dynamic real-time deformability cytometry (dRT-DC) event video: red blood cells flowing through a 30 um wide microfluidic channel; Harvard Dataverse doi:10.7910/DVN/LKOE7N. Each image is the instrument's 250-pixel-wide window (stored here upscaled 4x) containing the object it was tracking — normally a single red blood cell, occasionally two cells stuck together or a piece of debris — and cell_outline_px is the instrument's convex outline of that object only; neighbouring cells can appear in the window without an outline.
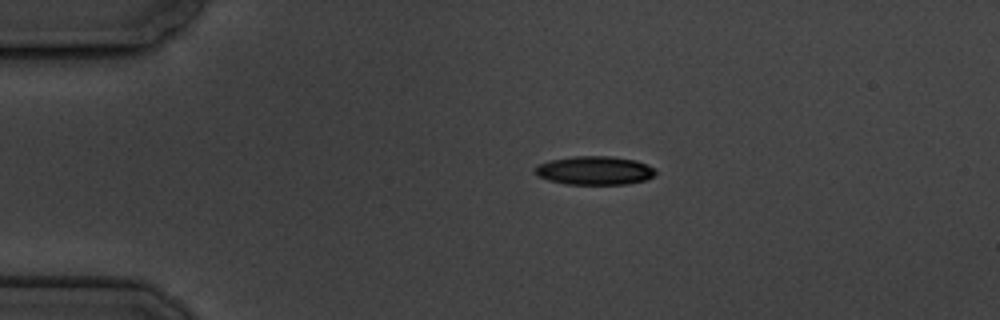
{"species": "common noctule bat (a hibernating species)", "species_latin": "Nyctalus noctula", "temperature_condition": "cold", "stored_images_in_passage": 3, "camera_frame_rate_fps": 3000, "um_per_image_px": 0.085, "animal": {"sex": "male", "body_mass_g": 19.5, "forearm_length_mm": 54.6}, "frame": {"image": 1, "passage_image": 2, "time_ms": 1.0, "image_size_px": [1000, 320], "cell_outline_px": [[656, 176], [648, 180], [628, 184], [568, 184], [548, 180], [536, 176], [532, 172], [540, 164], [552, 160], [572, 156], [612, 156], [636, 160], [648, 164], [656, 168]], "centroid_in_image_um": [50.6, 14.49], "position_along_channel_um": 34.4, "area_um2": 20.4}}